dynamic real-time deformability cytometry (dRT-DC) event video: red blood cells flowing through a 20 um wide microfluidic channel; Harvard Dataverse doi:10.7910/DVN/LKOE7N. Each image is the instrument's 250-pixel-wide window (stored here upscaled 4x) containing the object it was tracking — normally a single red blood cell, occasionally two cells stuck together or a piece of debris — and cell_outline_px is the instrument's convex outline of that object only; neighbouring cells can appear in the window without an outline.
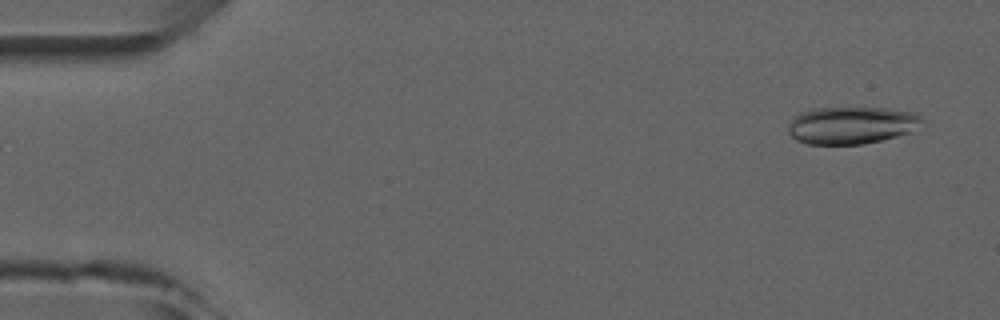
{"species": "common noctule bat (a hibernating species)", "species_latin": "Nyctalus noctula", "temperature_condition": "room temperature", "stored_images_in_passage": 5, "camera_frame_rate_fps": 3000, "um_per_image_px": 0.085, "animal": {"sex": "male", "forearm_length_mm": 52.5}, "frame": {"image": 1, "passage_image": 1, "time_ms": 0.0, "image_size_px": [1000, 320], "cell_outline_px": [[928, 124], [912, 132], [864, 144], [808, 144], [796, 140], [788, 132], [788, 124], [800, 112], [812, 108], [888, 108], [916, 112]], "centroid_in_image_um": [72.46, 10.64], "position_along_channel_um": 12.5, "area_um2": 29.54}}
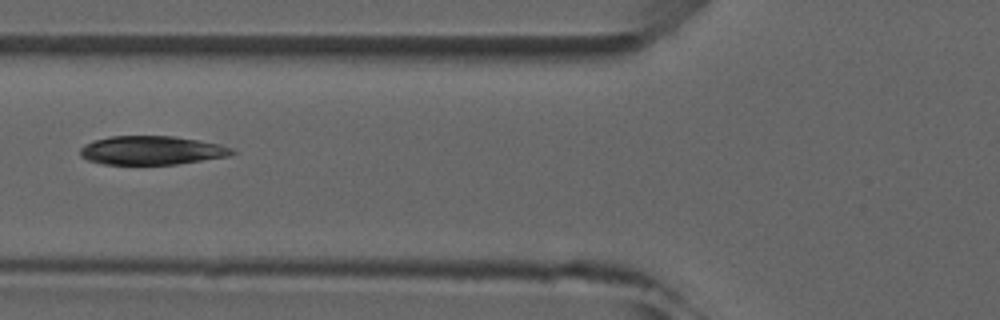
{"frame": {"image": 2, "passage_image": 5, "time_ms": 5.333, "image_size_px": [1000, 320], "cell_outline_px": [[240, 152], [228, 156], [176, 164], [104, 164], [88, 160], [80, 156], [80, 148], [84, 144], [92, 140], [112, 136], [172, 136], [220, 144], [232, 148]], "centroid_in_image_um": [12.89, 12.78], "position_along_channel_um": 112.9, "area_um2": 25.43}}